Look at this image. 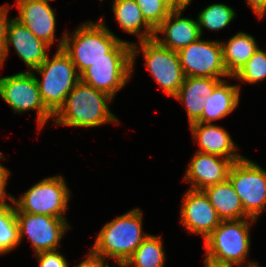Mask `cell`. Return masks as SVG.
I'll list each match as a JSON object with an SVG mask.
<instances>
[{
    "label": "cell",
    "instance_id": "6da1fadb",
    "mask_svg": "<svg viewBox=\"0 0 266 267\" xmlns=\"http://www.w3.org/2000/svg\"><path fill=\"white\" fill-rule=\"evenodd\" d=\"M103 22V18L98 23L88 21L72 37L65 32L58 42L79 75L99 60H132V44L116 37Z\"/></svg>",
    "mask_w": 266,
    "mask_h": 267
},
{
    "label": "cell",
    "instance_id": "7a4b0ae2",
    "mask_svg": "<svg viewBox=\"0 0 266 267\" xmlns=\"http://www.w3.org/2000/svg\"><path fill=\"white\" fill-rule=\"evenodd\" d=\"M142 216V211L136 208L105 224L87 256L101 263L106 258L116 260L117 264L125 263L149 235L142 233Z\"/></svg>",
    "mask_w": 266,
    "mask_h": 267
},
{
    "label": "cell",
    "instance_id": "3957f363",
    "mask_svg": "<svg viewBox=\"0 0 266 267\" xmlns=\"http://www.w3.org/2000/svg\"><path fill=\"white\" fill-rule=\"evenodd\" d=\"M112 99L108 94L80 80L54 115V125L97 127L108 122L118 123V118L107 105Z\"/></svg>",
    "mask_w": 266,
    "mask_h": 267
},
{
    "label": "cell",
    "instance_id": "277c9868",
    "mask_svg": "<svg viewBox=\"0 0 266 267\" xmlns=\"http://www.w3.org/2000/svg\"><path fill=\"white\" fill-rule=\"evenodd\" d=\"M34 71L42 75V80L36 77L42 101L55 115L64 105L67 95L80 81V75L63 49H57L52 60L47 57Z\"/></svg>",
    "mask_w": 266,
    "mask_h": 267
},
{
    "label": "cell",
    "instance_id": "5b68a950",
    "mask_svg": "<svg viewBox=\"0 0 266 267\" xmlns=\"http://www.w3.org/2000/svg\"><path fill=\"white\" fill-rule=\"evenodd\" d=\"M250 221L256 222L253 218L222 220L204 240L206 255L219 261L237 265L258 266L255 262L245 263V258L250 250Z\"/></svg>",
    "mask_w": 266,
    "mask_h": 267
},
{
    "label": "cell",
    "instance_id": "8992f818",
    "mask_svg": "<svg viewBox=\"0 0 266 267\" xmlns=\"http://www.w3.org/2000/svg\"><path fill=\"white\" fill-rule=\"evenodd\" d=\"M70 197L69 188L63 177L53 176L44 178L28 189L20 199L13 197L16 212L48 215L65 218Z\"/></svg>",
    "mask_w": 266,
    "mask_h": 267
},
{
    "label": "cell",
    "instance_id": "52a82bcc",
    "mask_svg": "<svg viewBox=\"0 0 266 267\" xmlns=\"http://www.w3.org/2000/svg\"><path fill=\"white\" fill-rule=\"evenodd\" d=\"M228 179L242 202L244 212L257 220L266 208V170L243 157L231 165Z\"/></svg>",
    "mask_w": 266,
    "mask_h": 267
},
{
    "label": "cell",
    "instance_id": "ba28073f",
    "mask_svg": "<svg viewBox=\"0 0 266 267\" xmlns=\"http://www.w3.org/2000/svg\"><path fill=\"white\" fill-rule=\"evenodd\" d=\"M0 97L15 113L36 110L39 131L49 118L54 117L42 101L34 72L23 71L12 76L1 77Z\"/></svg>",
    "mask_w": 266,
    "mask_h": 267
},
{
    "label": "cell",
    "instance_id": "9c48e42d",
    "mask_svg": "<svg viewBox=\"0 0 266 267\" xmlns=\"http://www.w3.org/2000/svg\"><path fill=\"white\" fill-rule=\"evenodd\" d=\"M139 42L148 71L165 95L174 98L185 80L178 53L160 46L154 39Z\"/></svg>",
    "mask_w": 266,
    "mask_h": 267
},
{
    "label": "cell",
    "instance_id": "30bf717a",
    "mask_svg": "<svg viewBox=\"0 0 266 267\" xmlns=\"http://www.w3.org/2000/svg\"><path fill=\"white\" fill-rule=\"evenodd\" d=\"M177 53L185 77H231L223 62L220 41H205L200 37Z\"/></svg>",
    "mask_w": 266,
    "mask_h": 267
},
{
    "label": "cell",
    "instance_id": "8fae6325",
    "mask_svg": "<svg viewBox=\"0 0 266 267\" xmlns=\"http://www.w3.org/2000/svg\"><path fill=\"white\" fill-rule=\"evenodd\" d=\"M19 227L20 243L23 236H27L35 250V254L57 250L59 241L69 229L65 218H56L48 215L16 212Z\"/></svg>",
    "mask_w": 266,
    "mask_h": 267
},
{
    "label": "cell",
    "instance_id": "7c38bea8",
    "mask_svg": "<svg viewBox=\"0 0 266 267\" xmlns=\"http://www.w3.org/2000/svg\"><path fill=\"white\" fill-rule=\"evenodd\" d=\"M131 44L132 60H99L80 75V80L113 98L132 78L133 65L139 49L136 43Z\"/></svg>",
    "mask_w": 266,
    "mask_h": 267
},
{
    "label": "cell",
    "instance_id": "4fadbf2b",
    "mask_svg": "<svg viewBox=\"0 0 266 267\" xmlns=\"http://www.w3.org/2000/svg\"><path fill=\"white\" fill-rule=\"evenodd\" d=\"M181 224L187 231L202 235L204 240L222 221L203 190L189 189L183 196Z\"/></svg>",
    "mask_w": 266,
    "mask_h": 267
},
{
    "label": "cell",
    "instance_id": "5bb4252c",
    "mask_svg": "<svg viewBox=\"0 0 266 267\" xmlns=\"http://www.w3.org/2000/svg\"><path fill=\"white\" fill-rule=\"evenodd\" d=\"M13 45L18 56L30 68V72L38 68L48 57L46 50L50 48L43 40L36 37L25 25L16 18L9 20L5 35L4 52L0 67L8 56L9 46Z\"/></svg>",
    "mask_w": 266,
    "mask_h": 267
},
{
    "label": "cell",
    "instance_id": "9a60e30c",
    "mask_svg": "<svg viewBox=\"0 0 266 267\" xmlns=\"http://www.w3.org/2000/svg\"><path fill=\"white\" fill-rule=\"evenodd\" d=\"M232 160L196 152L187 167L184 180L191 182L189 189L204 190L228 179Z\"/></svg>",
    "mask_w": 266,
    "mask_h": 267
},
{
    "label": "cell",
    "instance_id": "2e32d148",
    "mask_svg": "<svg viewBox=\"0 0 266 267\" xmlns=\"http://www.w3.org/2000/svg\"><path fill=\"white\" fill-rule=\"evenodd\" d=\"M184 9L172 10L167 18L155 29L153 39L162 47L178 52L200 37L198 21L182 18ZM173 21V22H172ZM166 37H159L158 33Z\"/></svg>",
    "mask_w": 266,
    "mask_h": 267
},
{
    "label": "cell",
    "instance_id": "e0dca14e",
    "mask_svg": "<svg viewBox=\"0 0 266 267\" xmlns=\"http://www.w3.org/2000/svg\"><path fill=\"white\" fill-rule=\"evenodd\" d=\"M50 0L17 1L19 15L16 17L36 37L52 45L55 40V12L49 5Z\"/></svg>",
    "mask_w": 266,
    "mask_h": 267
},
{
    "label": "cell",
    "instance_id": "ac0fdd59",
    "mask_svg": "<svg viewBox=\"0 0 266 267\" xmlns=\"http://www.w3.org/2000/svg\"><path fill=\"white\" fill-rule=\"evenodd\" d=\"M190 128L194 141L200 146L197 152L220 156L233 162L243 158L235 152L239 148L223 127L211 123L195 122L190 124Z\"/></svg>",
    "mask_w": 266,
    "mask_h": 267
},
{
    "label": "cell",
    "instance_id": "d6986e66",
    "mask_svg": "<svg viewBox=\"0 0 266 267\" xmlns=\"http://www.w3.org/2000/svg\"><path fill=\"white\" fill-rule=\"evenodd\" d=\"M221 78L185 77L177 95L174 97L184 104L189 125L197 122L204 110V99L210 97Z\"/></svg>",
    "mask_w": 266,
    "mask_h": 267
},
{
    "label": "cell",
    "instance_id": "ffe728a7",
    "mask_svg": "<svg viewBox=\"0 0 266 267\" xmlns=\"http://www.w3.org/2000/svg\"><path fill=\"white\" fill-rule=\"evenodd\" d=\"M240 86L228 85L222 80L210 97L204 99V110L199 123H211L229 115L239 104Z\"/></svg>",
    "mask_w": 266,
    "mask_h": 267
},
{
    "label": "cell",
    "instance_id": "44dd1931",
    "mask_svg": "<svg viewBox=\"0 0 266 267\" xmlns=\"http://www.w3.org/2000/svg\"><path fill=\"white\" fill-rule=\"evenodd\" d=\"M203 191L221 220L250 218L244 212L242 202L229 179L209 186Z\"/></svg>",
    "mask_w": 266,
    "mask_h": 267
},
{
    "label": "cell",
    "instance_id": "7402d4cb",
    "mask_svg": "<svg viewBox=\"0 0 266 267\" xmlns=\"http://www.w3.org/2000/svg\"><path fill=\"white\" fill-rule=\"evenodd\" d=\"M115 20L129 34L137 35L140 41L151 40L155 29L145 20L135 0H113ZM142 27H145L141 31Z\"/></svg>",
    "mask_w": 266,
    "mask_h": 267
},
{
    "label": "cell",
    "instance_id": "603a6c76",
    "mask_svg": "<svg viewBox=\"0 0 266 267\" xmlns=\"http://www.w3.org/2000/svg\"><path fill=\"white\" fill-rule=\"evenodd\" d=\"M223 62L232 77L256 52L258 45L253 36L238 32L227 43L221 42Z\"/></svg>",
    "mask_w": 266,
    "mask_h": 267
},
{
    "label": "cell",
    "instance_id": "cb8c5ba5",
    "mask_svg": "<svg viewBox=\"0 0 266 267\" xmlns=\"http://www.w3.org/2000/svg\"><path fill=\"white\" fill-rule=\"evenodd\" d=\"M165 257L161 236L149 234L125 264L128 267H163Z\"/></svg>",
    "mask_w": 266,
    "mask_h": 267
},
{
    "label": "cell",
    "instance_id": "d4e9b609",
    "mask_svg": "<svg viewBox=\"0 0 266 267\" xmlns=\"http://www.w3.org/2000/svg\"><path fill=\"white\" fill-rule=\"evenodd\" d=\"M20 244L16 210L13 205L0 209V255L11 252Z\"/></svg>",
    "mask_w": 266,
    "mask_h": 267
},
{
    "label": "cell",
    "instance_id": "484cf974",
    "mask_svg": "<svg viewBox=\"0 0 266 267\" xmlns=\"http://www.w3.org/2000/svg\"><path fill=\"white\" fill-rule=\"evenodd\" d=\"M235 11L225 4H212L204 8L197 17L199 31L202 37V27L219 31L225 28L235 18Z\"/></svg>",
    "mask_w": 266,
    "mask_h": 267
},
{
    "label": "cell",
    "instance_id": "4316f807",
    "mask_svg": "<svg viewBox=\"0 0 266 267\" xmlns=\"http://www.w3.org/2000/svg\"><path fill=\"white\" fill-rule=\"evenodd\" d=\"M241 82L257 83L266 78V52L258 48L253 56L232 76Z\"/></svg>",
    "mask_w": 266,
    "mask_h": 267
},
{
    "label": "cell",
    "instance_id": "83f0119b",
    "mask_svg": "<svg viewBox=\"0 0 266 267\" xmlns=\"http://www.w3.org/2000/svg\"><path fill=\"white\" fill-rule=\"evenodd\" d=\"M145 20L156 29L172 9L162 0H135Z\"/></svg>",
    "mask_w": 266,
    "mask_h": 267
},
{
    "label": "cell",
    "instance_id": "f1b7e54d",
    "mask_svg": "<svg viewBox=\"0 0 266 267\" xmlns=\"http://www.w3.org/2000/svg\"><path fill=\"white\" fill-rule=\"evenodd\" d=\"M38 257L39 267H68V262L57 250L34 254Z\"/></svg>",
    "mask_w": 266,
    "mask_h": 267
},
{
    "label": "cell",
    "instance_id": "f546056e",
    "mask_svg": "<svg viewBox=\"0 0 266 267\" xmlns=\"http://www.w3.org/2000/svg\"><path fill=\"white\" fill-rule=\"evenodd\" d=\"M5 156L1 155L0 159H4ZM10 172L8 169H6L1 163H0V209L1 208H5L10 206V204H8L7 202H5V200L8 199L13 202V196L10 194H7V192H5V186L7 184V180H8V176H9ZM7 196V197H6Z\"/></svg>",
    "mask_w": 266,
    "mask_h": 267
},
{
    "label": "cell",
    "instance_id": "4dcf8cb0",
    "mask_svg": "<svg viewBox=\"0 0 266 267\" xmlns=\"http://www.w3.org/2000/svg\"><path fill=\"white\" fill-rule=\"evenodd\" d=\"M8 5H3L0 7V61L2 60V55L4 52V44H5V35L7 31L8 25Z\"/></svg>",
    "mask_w": 266,
    "mask_h": 267
},
{
    "label": "cell",
    "instance_id": "1f68e13d",
    "mask_svg": "<svg viewBox=\"0 0 266 267\" xmlns=\"http://www.w3.org/2000/svg\"><path fill=\"white\" fill-rule=\"evenodd\" d=\"M254 13L261 19L266 15V0H246Z\"/></svg>",
    "mask_w": 266,
    "mask_h": 267
},
{
    "label": "cell",
    "instance_id": "d6a6232c",
    "mask_svg": "<svg viewBox=\"0 0 266 267\" xmlns=\"http://www.w3.org/2000/svg\"><path fill=\"white\" fill-rule=\"evenodd\" d=\"M205 257H206L204 260L205 267H234V265L238 266L237 264L234 263L216 260L207 255H205Z\"/></svg>",
    "mask_w": 266,
    "mask_h": 267
},
{
    "label": "cell",
    "instance_id": "836d02e7",
    "mask_svg": "<svg viewBox=\"0 0 266 267\" xmlns=\"http://www.w3.org/2000/svg\"><path fill=\"white\" fill-rule=\"evenodd\" d=\"M77 267H104V263L91 259L87 256V259L82 261Z\"/></svg>",
    "mask_w": 266,
    "mask_h": 267
},
{
    "label": "cell",
    "instance_id": "e575fe53",
    "mask_svg": "<svg viewBox=\"0 0 266 267\" xmlns=\"http://www.w3.org/2000/svg\"><path fill=\"white\" fill-rule=\"evenodd\" d=\"M162 1H164L172 10L187 8V6L181 0H162Z\"/></svg>",
    "mask_w": 266,
    "mask_h": 267
},
{
    "label": "cell",
    "instance_id": "d590c367",
    "mask_svg": "<svg viewBox=\"0 0 266 267\" xmlns=\"http://www.w3.org/2000/svg\"><path fill=\"white\" fill-rule=\"evenodd\" d=\"M120 267H128L125 263L123 264H118ZM104 267H109L108 264H104Z\"/></svg>",
    "mask_w": 266,
    "mask_h": 267
},
{
    "label": "cell",
    "instance_id": "8d00e7d4",
    "mask_svg": "<svg viewBox=\"0 0 266 267\" xmlns=\"http://www.w3.org/2000/svg\"><path fill=\"white\" fill-rule=\"evenodd\" d=\"M186 6L189 5L190 2H192V0H181Z\"/></svg>",
    "mask_w": 266,
    "mask_h": 267
}]
</instances>
